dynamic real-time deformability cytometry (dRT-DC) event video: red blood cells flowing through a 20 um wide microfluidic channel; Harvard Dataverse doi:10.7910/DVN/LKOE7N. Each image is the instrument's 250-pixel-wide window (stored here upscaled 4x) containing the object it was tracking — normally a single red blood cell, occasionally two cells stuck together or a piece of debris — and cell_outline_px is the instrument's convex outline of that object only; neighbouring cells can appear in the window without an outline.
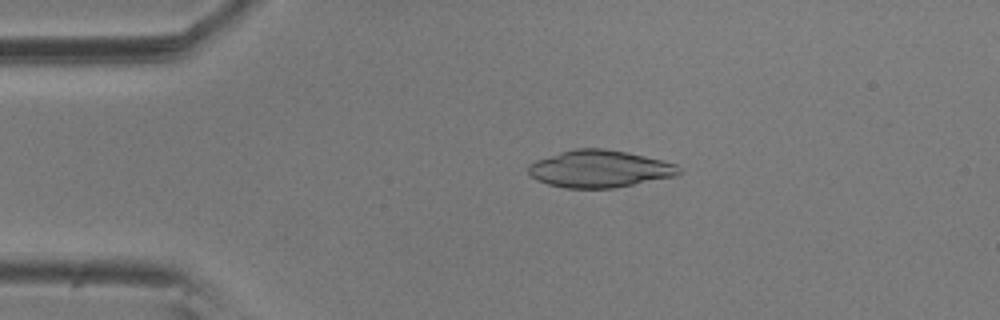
{"species": "common noctule bat (a hibernating species)", "species_latin": "Nyctalus noctula", "temperature_condition": "room temperature", "stored_images_in_passage": 5, "camera_frame_rate_fps": 3000, "um_per_image_px": 0.085, "animal": {"sex": "male", "body_mass_g": 20.5, "forearm_length_mm": 52.5}, "frame": {"image": 1, "passage_image": 4, "time_ms": 1.0, "image_size_px": [1000, 320], "cell_outline_px": [[684, 172], [676, 176], [612, 188], [564, 188], [548, 184], [536, 180], [528, 172], [528, 164], [536, 160], [560, 152], [576, 148], [604, 148], [628, 152], [676, 164]], "centroid_in_image_um": [50.96, 14.35], "position_along_channel_um": 34.0, "area_um2": 32.66}}